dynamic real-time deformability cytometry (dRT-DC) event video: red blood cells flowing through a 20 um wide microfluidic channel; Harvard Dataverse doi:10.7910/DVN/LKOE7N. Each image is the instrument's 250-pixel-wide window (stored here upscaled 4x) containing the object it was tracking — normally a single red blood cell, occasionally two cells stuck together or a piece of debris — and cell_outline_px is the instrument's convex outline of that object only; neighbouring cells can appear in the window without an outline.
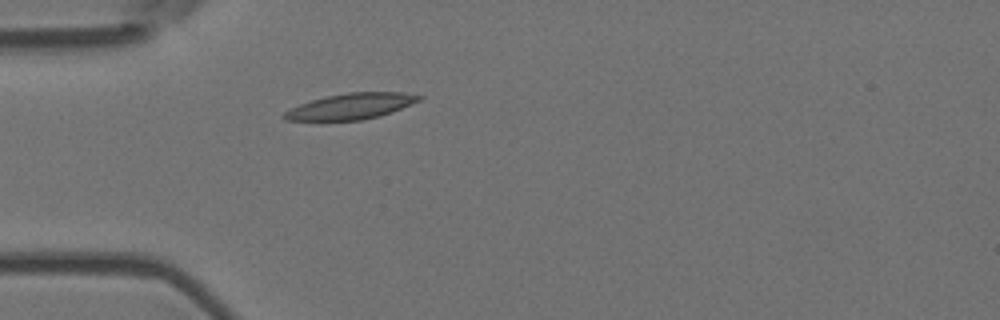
{"species": "Egyptian fruit bat (a non-hibernating species)", "species_latin": "Rousettus aegyptiacus", "temperature_condition": "room temperature", "stored_images_in_passage": 6, "camera_frame_rate_fps": 3000, "um_per_image_px": 0.085, "animal": {"sex": "female"}, "frame": {"image": 1, "passage_image": 6, "time_ms": 1.667, "image_size_px": [1000, 320], "cell_outline_px": [[424, 96], [420, 100], [392, 112], [380, 116], [360, 120], [284, 120], [280, 116], [284, 112], [300, 104], [312, 100], [328, 96], [348, 92], [404, 92]], "centroid_in_image_um": [29.85, 9.03], "position_along_channel_um": 55.2, "area_um2": 20.17}}